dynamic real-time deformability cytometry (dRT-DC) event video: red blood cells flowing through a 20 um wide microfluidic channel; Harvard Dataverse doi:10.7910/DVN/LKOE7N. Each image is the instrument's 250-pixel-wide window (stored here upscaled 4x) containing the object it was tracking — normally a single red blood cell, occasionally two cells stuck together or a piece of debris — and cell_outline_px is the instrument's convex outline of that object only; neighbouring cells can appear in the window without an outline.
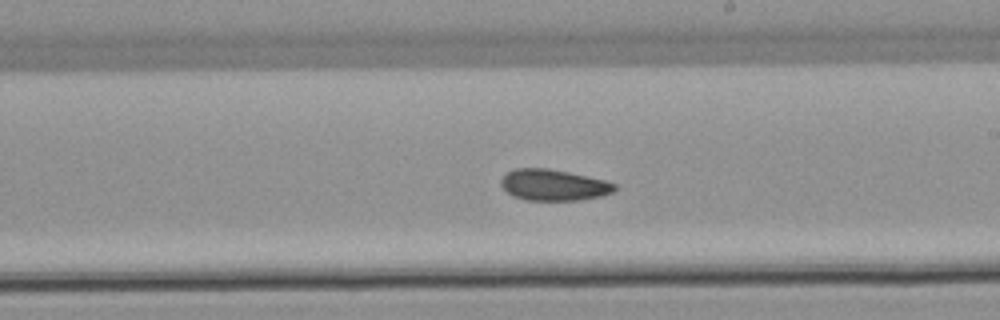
{"species": "common noctule bat (a hibernating species)", "species_latin": "Nyctalus noctula", "temperature_condition": "warm", "stored_images_in_passage": 42, "camera_frame_rate_fps": 3000, "um_per_image_px": 0.085, "animal": {"sex": "male", "body_mass_g": 21.5, "forearm_length_mm": 52.0}, "frame": {"image": 1, "passage_image": 19, "time_ms": 6.0, "image_size_px": [1000, 320], "cell_outline_px": [[616, 188], [612, 192], [600, 196], [580, 200], [524, 200], [512, 196], [500, 184], [500, 180], [508, 172], [516, 168], [548, 168], [588, 176], [604, 180], [616, 184]], "centroid_in_image_um": [47.04, 15.72], "position_along_channel_um": 242.0, "area_um2": 20.58}}
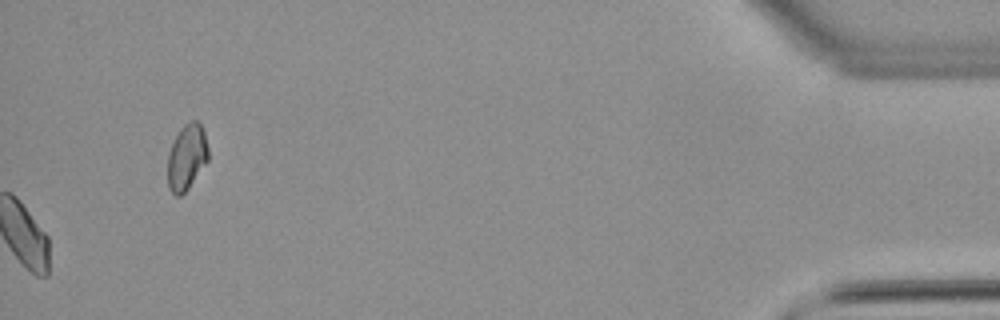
{"frame": {"image": 2, "passage_image": 42, "time_ms": 13.667, "image_size_px": [1000, 320], "cell_outline_px": [[208, 160], [188, 188], [180, 196], [176, 196], [168, 188], [168, 152], [180, 128], [184, 124], [192, 120], [196, 120], [200, 124], [204, 132], [208, 148]], "centroid_in_image_um": [15.87, 13.35], "position_along_channel_um": 419.3, "area_um2": 15.43}, "authors_computed_cell_mechanics": {"area_um2": 20.7213, "velocity_mm_per_s": 3.8517, "shape_relaxation_time_tau1_ms": null, "shape_relaxation_time_tau2_ms": 3.9435, "deformation_change_tau1": null, "deformation_change_tau2": 0.0667}}